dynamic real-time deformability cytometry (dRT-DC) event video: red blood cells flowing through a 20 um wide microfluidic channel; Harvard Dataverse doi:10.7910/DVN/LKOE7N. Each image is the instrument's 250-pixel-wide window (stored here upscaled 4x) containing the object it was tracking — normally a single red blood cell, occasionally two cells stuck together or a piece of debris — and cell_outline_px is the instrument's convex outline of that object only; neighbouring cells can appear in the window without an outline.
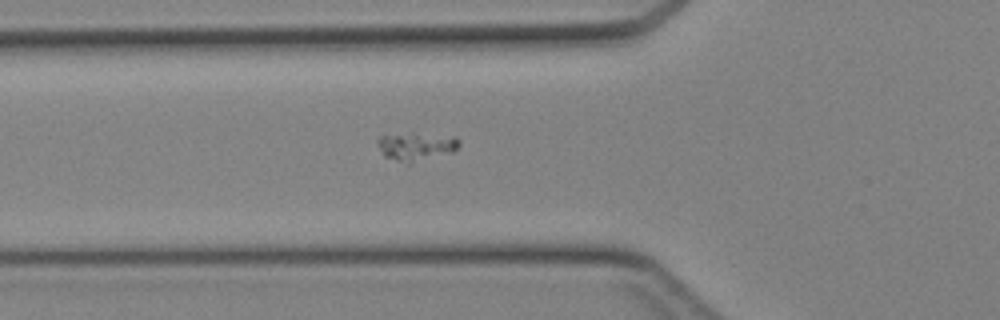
{"species": "Egyptian fruit bat (a non-hibernating species)", "species_latin": "Rousettus aegyptiacus", "temperature_condition": "cold", "stored_images_in_passage": 30, "camera_frame_rate_fps": 3000, "um_per_image_px": 0.085, "animal": {"sex": "female"}, "frame": {"image": 1, "passage_image": 2, "time_ms": 0.333, "image_size_px": [1000, 320], "cell_outline_px": [[460, 144], [452, 152], [408, 164], [384, 156], [376, 144], [376, 140], [380, 136], [412, 132], [456, 136], [460, 140]], "centroid_in_image_um": [35.37, 12.42], "position_along_channel_um": 90.4, "area_um2": 13.64}}
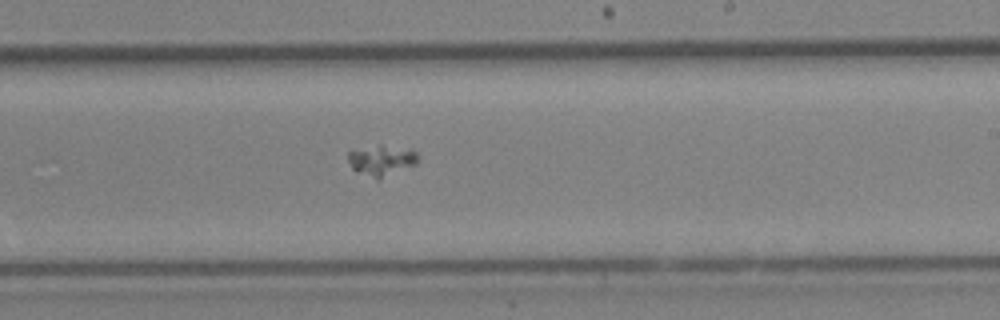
{"frame": {"image": 2, "passage_image": 13, "time_ms": 4.0, "image_size_px": [1000, 320], "cell_outline_px": [[420, 160], [416, 164], [380, 180], [376, 180], [356, 172], [352, 168], [348, 160], [348, 152], [352, 148], [380, 144], [412, 148], [420, 156]], "centroid_in_image_um": [32.44, 13.61], "position_along_channel_um": 256.6, "area_um2": 13.29}}
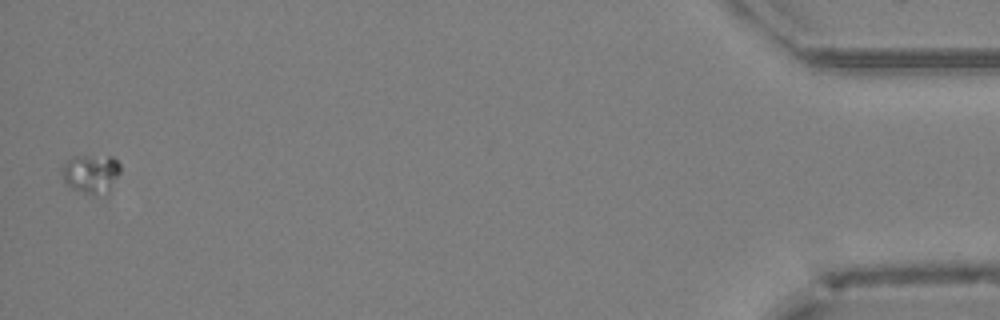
{"frame": {"image": 3, "passage_image": 30, "time_ms": 9.667, "image_size_px": [1000, 320], "cell_outline_px": [[120, 172], [108, 196], [92, 196], [72, 188], [64, 180], [60, 172], [60, 168], [72, 156], [112, 156], [120, 164]], "centroid_in_image_um": [7.77, 14.8], "position_along_channel_um": 427.4, "area_um2": 13.7}}